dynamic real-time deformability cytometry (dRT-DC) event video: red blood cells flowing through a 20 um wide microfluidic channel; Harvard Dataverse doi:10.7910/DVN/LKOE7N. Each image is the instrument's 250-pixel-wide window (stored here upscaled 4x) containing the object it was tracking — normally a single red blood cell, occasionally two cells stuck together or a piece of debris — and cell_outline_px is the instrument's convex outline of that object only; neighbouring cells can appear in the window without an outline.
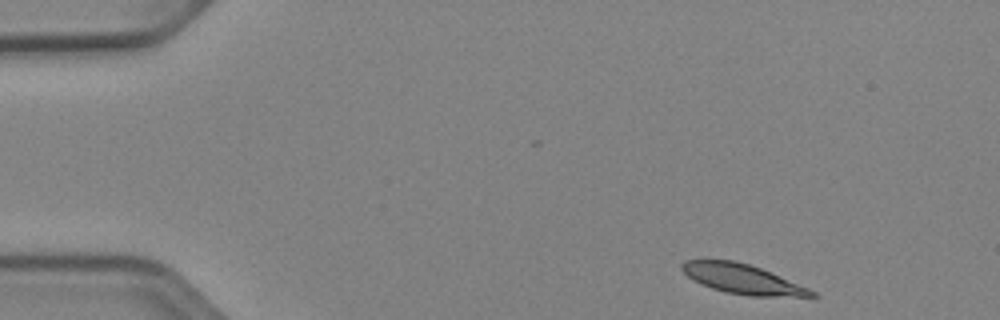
{"species": "Egyptian fruit bat (a non-hibernating species)", "species_latin": "Rousettus aegyptiacus", "temperature_condition": "cold", "stored_images_in_passage": 47, "camera_frame_rate_fps": 3000, "um_per_image_px": 0.085, "animal": {"sex": "female"}, "frame": {"image": 1, "passage_image": 1, "time_ms": 0.0, "image_size_px": [1000, 320], "cell_outline_px": [[820, 296], [816, 300], [748, 296], [724, 292], [700, 284], [688, 276], [680, 268], [680, 264], [684, 260], [700, 256], [732, 260], [748, 264], [772, 272], [808, 288], [816, 292]], "centroid_in_image_um": [63.19, 23.73], "position_along_channel_um": 21.8, "area_um2": 24.04}}
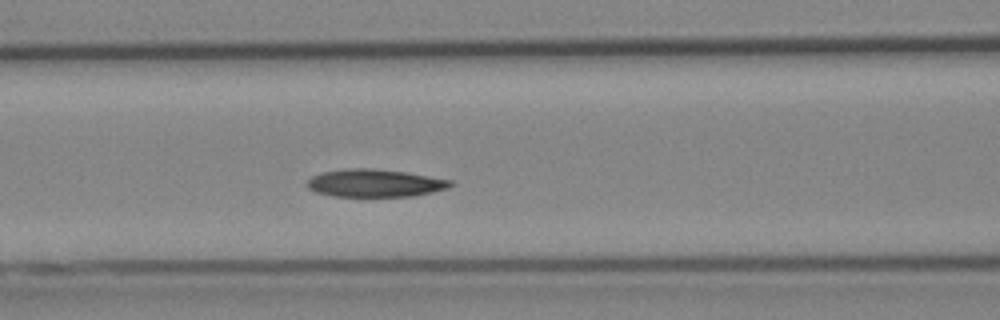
{"frame": {"image": 2, "passage_image": 17, "time_ms": 5.333, "image_size_px": [1000, 320], "cell_outline_px": [[452, 184], [448, 188], [432, 192], [412, 196], [332, 196], [316, 192], [308, 188], [308, 180], [312, 176], [324, 172], [344, 168], [372, 168], [404, 172], [452, 180]], "centroid_in_image_um": [31.85, 15.56], "position_along_channel_um": 134.8, "area_um2": 22.95}}
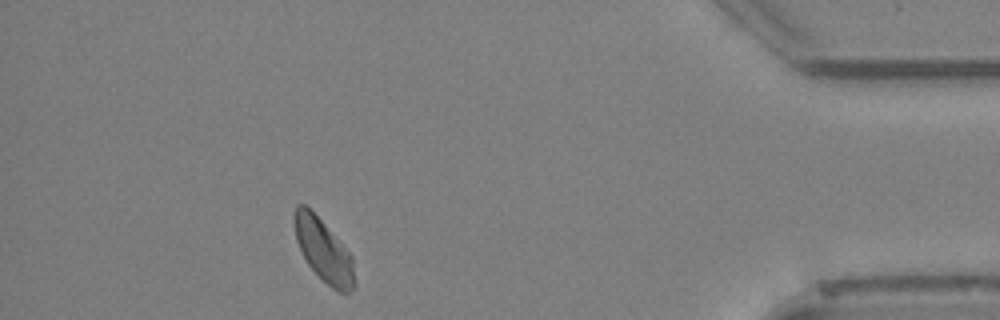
{"frame": {"image": 3, "passage_image": 42, "time_ms": 13.667, "image_size_px": [1000, 320], "cell_outline_px": [[356, 284], [348, 292], [336, 292], [308, 264], [296, 240], [292, 220], [296, 204], [304, 204], [324, 224], [352, 256]], "centroid_in_image_um": [27.49, 21.29], "position_along_channel_um": 407.7, "area_um2": 21.5}, "authors_computed_cell_mechanics": {"area_um2": 22.7154, "velocity_mm_per_s": 3.8534, "shape_relaxation_time_tau1_ms": 2.2523, "shape_relaxation_time_tau2_ms": 6.9439, "deformation_change_tau1": 0.1004, "deformation_change_tau2": 0.1191}}